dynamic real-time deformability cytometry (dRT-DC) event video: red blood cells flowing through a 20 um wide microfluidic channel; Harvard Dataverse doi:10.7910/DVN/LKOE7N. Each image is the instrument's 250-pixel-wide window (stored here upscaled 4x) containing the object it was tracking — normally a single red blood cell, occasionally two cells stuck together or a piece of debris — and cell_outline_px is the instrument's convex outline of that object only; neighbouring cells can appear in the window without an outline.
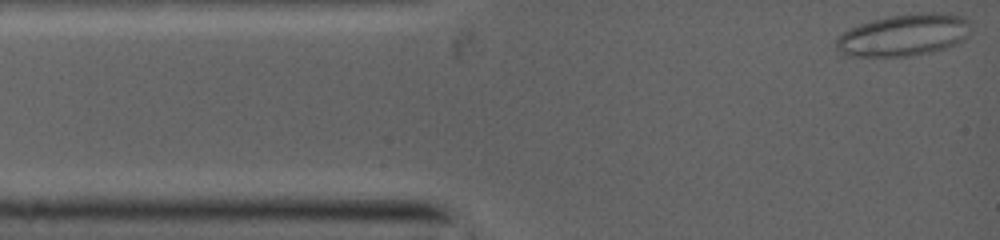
{"species": "common noctule bat (a hibernating species)", "species_latin": "Nyctalus noctula", "temperature_condition": "warm", "stored_images_in_passage": 24, "camera_frame_rate_fps": 5000, "um_per_image_px": 0.085, "animal": {"sex": "female", "body_mass_g": 19.0, "forearm_length_mm": 53.3}, "frame": {"image": 1, "passage_image": 1, "time_ms": 0.0, "image_size_px": [1000, 240], "cell_outline_px": [[964, 36], [960, 40], [944, 48], [928, 52], [908, 56], [852, 56], [836, 48], [836, 40], [844, 32], [852, 28], [876, 20], [892, 16], [960, 16], [964, 20]], "centroid_in_image_um": [76.66, 3.06], "position_along_channel_um": 8.3, "area_um2": 30.0}}
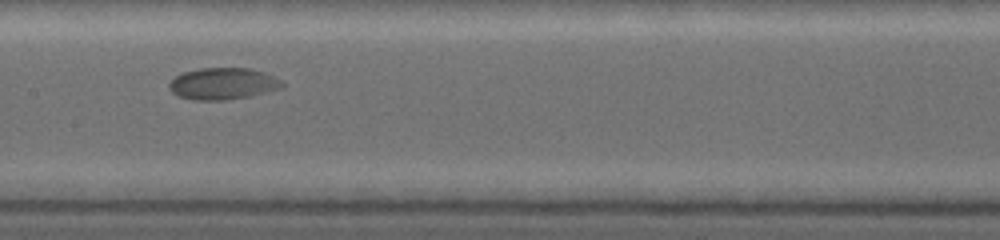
{"frame": {"image": 2, "passage_image": 14, "time_ms": 5.6, "image_size_px": [1000, 240], "cell_outline_px": [[284, 84], [280, 88], [248, 96], [224, 100], [200, 100], [180, 96], [172, 92], [168, 84], [176, 76], [184, 72], [200, 68], [252, 68], [264, 72], [280, 80]], "centroid_in_image_um": [18.94, 7.1], "position_along_channel_um": 188.5, "area_um2": 20.46}}
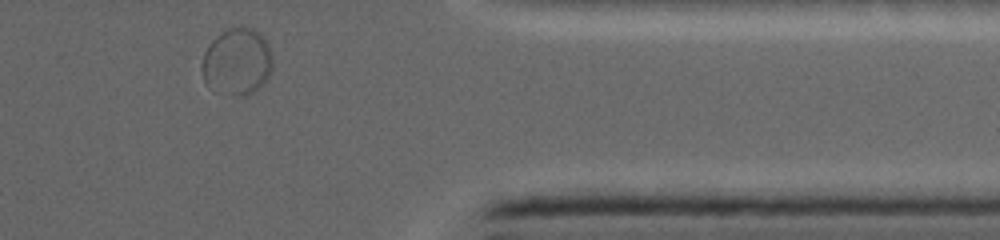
{"frame": {"image": 3, "passage_image": 24, "time_ms": 10.8, "image_size_px": [1000, 240], "cell_outline_px": [[272, 64], [268, 76], [252, 92], [236, 92], [204, 80], [204, 52], [212, 40], [216, 36], [228, 28], [244, 28], [260, 32], [268, 44], [272, 56]], "centroid_in_image_um": [20.21, 5.1], "position_along_channel_um": 391.2, "area_um2": 25.37}}